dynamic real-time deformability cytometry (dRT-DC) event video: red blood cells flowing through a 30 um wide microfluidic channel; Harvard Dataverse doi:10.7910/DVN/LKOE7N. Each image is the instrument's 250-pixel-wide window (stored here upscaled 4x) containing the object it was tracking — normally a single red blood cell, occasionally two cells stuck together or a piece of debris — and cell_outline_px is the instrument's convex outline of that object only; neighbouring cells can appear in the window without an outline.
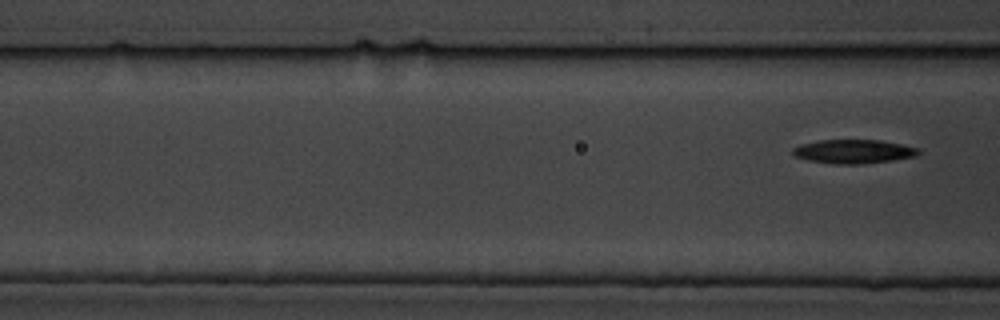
{"species": "common noctule bat (a hibernating species)", "species_latin": "Nyctalus noctula", "temperature_condition": "cold", "stored_images_in_passage": 8, "segment_of_instrument_passage": [2, 2], "camera_frame_rate_fps": 3000, "um_per_image_px": 0.085, "animal": {"sex": "male", "body_mass_g": 19.5, "forearm_length_mm": 54.6}, "frame": {"image": 1, "passage_image": 8, "time_ms": 9.0, "image_size_px": [1000, 320], "cell_outline_px": [[920, 152], [916, 156], [892, 160], [860, 164], [836, 164], [808, 160], [792, 156], [792, 148], [800, 144], [820, 140], [880, 140], [920, 148]], "centroid_in_image_um": [72.52, 12.87], "position_along_channel_um": 94.1, "area_um2": 17.51}}